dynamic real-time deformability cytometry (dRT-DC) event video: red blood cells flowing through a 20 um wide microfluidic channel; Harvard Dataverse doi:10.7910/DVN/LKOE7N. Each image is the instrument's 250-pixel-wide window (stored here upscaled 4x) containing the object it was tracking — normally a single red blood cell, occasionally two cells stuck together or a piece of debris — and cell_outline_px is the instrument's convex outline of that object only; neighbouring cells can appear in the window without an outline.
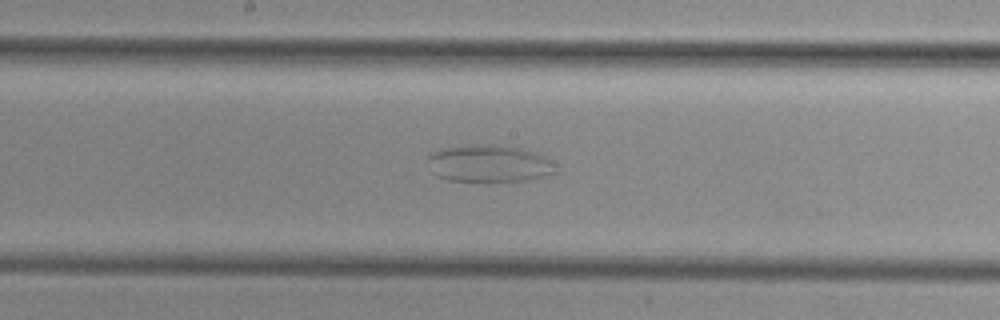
{"species": "common noctule bat (a hibernating species)", "species_latin": "Nyctalus noctula", "temperature_condition": "cold", "stored_images_in_passage": 50, "camera_frame_rate_fps": 3000, "um_per_image_px": 0.085, "animal": {"sex": "female", "body_mass_g": 29.2, "forearm_length_mm": 56.3}, "frame": {"image": 1, "passage_image": 27, "time_ms": 8.667, "image_size_px": [1000, 320], "cell_outline_px": [[556, 172], [532, 180], [488, 184], [448, 180], [436, 176], [432, 172], [428, 156], [436, 152], [448, 148], [476, 144], [496, 144], [520, 148], [536, 152], [548, 156]], "centroid_in_image_um": [41.63, 13.95], "position_along_channel_um": 206.6, "area_um2": 28.44}}
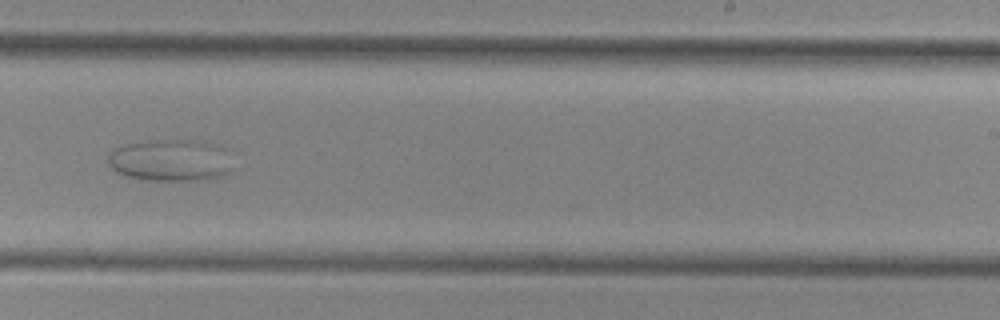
{"frame": {"image": 2, "passage_image": 32, "time_ms": 10.333, "image_size_px": [1000, 320], "cell_outline_px": [[232, 168], [228, 172], [220, 176], [196, 180], [144, 180], [128, 176], [116, 172], [104, 160], [112, 148], [120, 144], [168, 140], [196, 140], [212, 144], [224, 148]], "centroid_in_image_um": [14.4, 13.62], "position_along_channel_um": 274.6, "area_um2": 30.4}}